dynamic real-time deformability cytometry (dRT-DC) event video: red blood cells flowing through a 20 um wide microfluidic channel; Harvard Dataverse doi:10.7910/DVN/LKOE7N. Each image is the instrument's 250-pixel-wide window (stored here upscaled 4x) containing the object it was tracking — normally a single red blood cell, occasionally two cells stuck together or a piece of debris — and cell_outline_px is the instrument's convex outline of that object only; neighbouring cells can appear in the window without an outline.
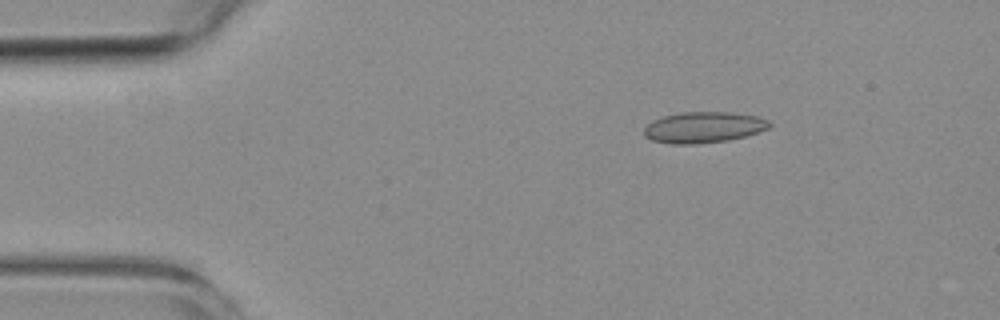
{"species": "common noctule bat (a hibernating species)", "species_latin": "Nyctalus noctula", "temperature_condition": "room temperature", "stored_images_in_passage": 3, "camera_frame_rate_fps": 3000, "um_per_image_px": 0.085, "animal": {"sex": "female", "body_mass_g": 19.3, "forearm_length_mm": 54.1}, "frame": {"image": 1, "passage_image": 1, "time_ms": 0.0, "image_size_px": [1000, 320], "cell_outline_px": [[772, 124], [768, 128], [744, 136], [728, 140], [696, 144], [672, 144], [652, 140], [644, 136], [644, 128], [652, 120], [664, 116], [680, 112], [728, 112], [756, 116], [768, 120]], "centroid_in_image_um": [59.77, 10.82], "position_along_channel_um": 25.2, "area_um2": 22.54}}